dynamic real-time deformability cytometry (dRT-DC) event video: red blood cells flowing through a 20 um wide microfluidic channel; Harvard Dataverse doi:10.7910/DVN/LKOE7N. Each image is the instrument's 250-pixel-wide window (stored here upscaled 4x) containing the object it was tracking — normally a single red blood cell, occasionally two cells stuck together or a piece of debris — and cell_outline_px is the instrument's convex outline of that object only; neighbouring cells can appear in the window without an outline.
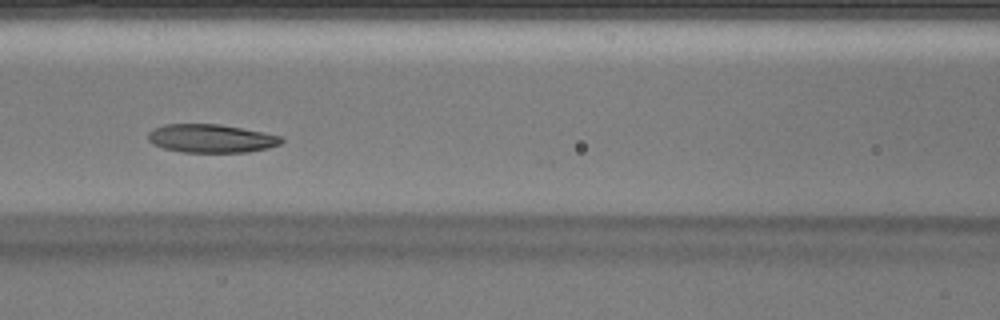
{"species": "Egyptian fruit bat (a non-hibernating species)", "species_latin": "Rousettus aegyptiacus", "temperature_condition": "warm", "stored_images_in_passage": 20, "camera_frame_rate_fps": 3000, "um_per_image_px": 0.085, "animal": {"sex": "male"}, "frame": {"image": 1, "passage_image": 16, "time_ms": 5.0, "image_size_px": [1000, 320], "cell_outline_px": [[284, 140], [280, 144], [268, 148], [248, 152], [180, 152], [164, 148], [152, 144], [148, 140], [148, 132], [152, 128], [164, 124], [220, 124], [264, 132], [284, 136]], "centroid_in_image_um": [17.95, 11.76], "position_along_channel_um": 148.6, "area_um2": 22.31}}